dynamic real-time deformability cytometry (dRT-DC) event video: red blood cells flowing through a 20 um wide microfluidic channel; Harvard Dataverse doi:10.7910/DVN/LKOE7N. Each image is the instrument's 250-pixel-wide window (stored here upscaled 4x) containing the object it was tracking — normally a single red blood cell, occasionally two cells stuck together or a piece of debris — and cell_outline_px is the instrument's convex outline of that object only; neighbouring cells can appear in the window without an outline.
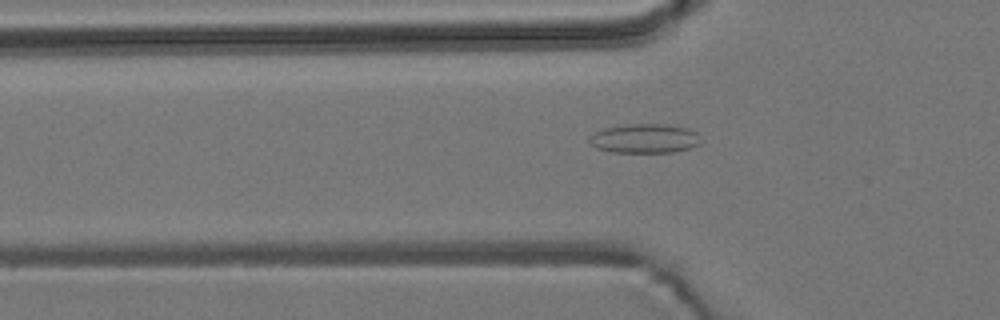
{"species": "common noctule bat (a hibernating species)", "species_latin": "Nyctalus noctula", "temperature_condition": "room temperature", "stored_images_in_passage": 6, "camera_frame_rate_fps": 3000, "um_per_image_px": 0.085, "animal": {"sex": "male", "body_mass_g": 19.2, "forearm_length_mm": 51.8}, "frame": {"image": 1, "passage_image": 6, "time_ms": 6.0, "image_size_px": [1000, 320], "cell_outline_px": [[700, 144], [692, 148], [672, 152], [612, 152], [596, 148], [588, 144], [588, 136], [592, 132], [604, 128], [628, 124], [664, 124], [688, 128], [696, 132]], "centroid_in_image_um": [54.73, 11.77], "position_along_channel_um": 71.1, "area_um2": 19.19}}